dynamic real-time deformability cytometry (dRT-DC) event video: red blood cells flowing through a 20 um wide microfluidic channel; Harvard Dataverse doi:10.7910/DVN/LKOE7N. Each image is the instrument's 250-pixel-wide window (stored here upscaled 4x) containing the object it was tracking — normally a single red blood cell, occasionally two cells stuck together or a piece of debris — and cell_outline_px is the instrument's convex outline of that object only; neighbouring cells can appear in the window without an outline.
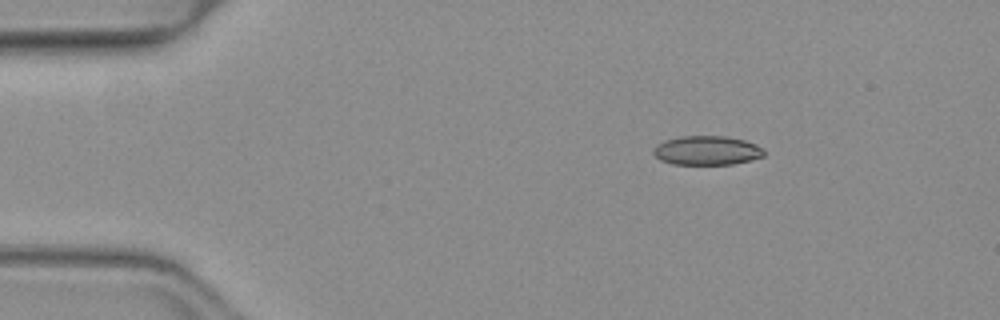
{"species": "common noctule bat (a hibernating species)", "species_latin": "Nyctalus noctula", "temperature_condition": "warm", "stored_images_in_passage": 44, "camera_frame_rate_fps": 3000, "um_per_image_px": 0.085, "animal": {"sex": "female", "body_mass_g": 19.3, "forearm_length_mm": 54.1}, "frame": {"image": 1, "passage_image": 1, "time_ms": 0.0, "image_size_px": [1000, 320], "cell_outline_px": [[764, 156], [732, 164], [672, 164], [660, 160], [652, 152], [652, 148], [656, 144], [664, 140], [680, 136], [724, 136], [744, 140], [756, 144], [764, 148]], "centroid_in_image_um": [60.05, 12.78], "position_along_channel_um": 25.0, "area_um2": 18.84}}
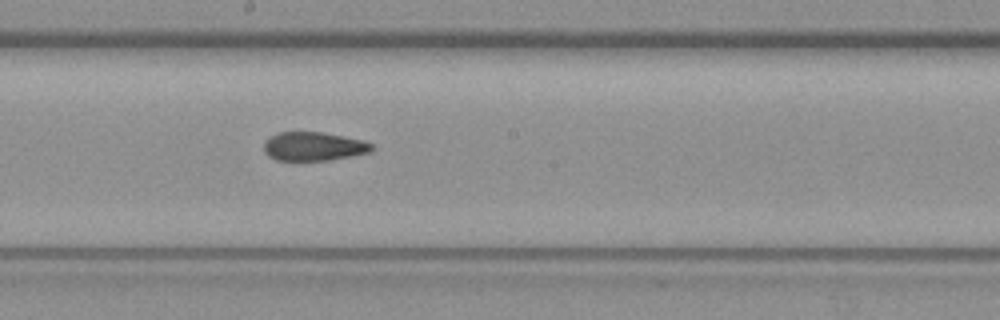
{"frame": {"image": 2, "passage_image": 21, "time_ms": 6.667, "image_size_px": [1000, 320], "cell_outline_px": [[372, 148], [368, 152], [328, 160], [276, 160], [268, 156], [264, 152], [264, 140], [280, 132], [320, 132], [364, 140], [372, 144]], "centroid_in_image_um": [26.6, 12.44], "position_along_channel_um": 221.6, "area_um2": 17.8}}
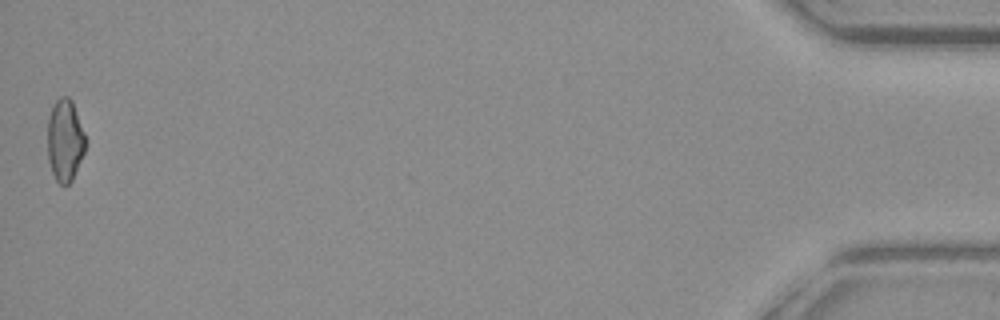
{"frame": {"image": 3, "passage_image": 44, "time_ms": 14.333, "image_size_px": [1000, 320], "cell_outline_px": [[84, 152], [72, 180], [64, 188], [56, 180], [52, 172], [48, 160], [48, 116], [52, 104], [60, 96], [68, 96], [72, 100], [84, 132]], "centroid_in_image_um": [5.5, 11.92], "position_along_channel_um": 429.7, "area_um2": 18.15}, "authors_computed_cell_mechanics": {"area_um2": 18.6405, "velocity_mm_per_s": 4.0285, "shape_relaxation_time_tau1_ms": null, "shape_relaxation_time_tau2_ms": 2.6051, "deformation_change_tau1": null, "deformation_change_tau2": 0.0968}}